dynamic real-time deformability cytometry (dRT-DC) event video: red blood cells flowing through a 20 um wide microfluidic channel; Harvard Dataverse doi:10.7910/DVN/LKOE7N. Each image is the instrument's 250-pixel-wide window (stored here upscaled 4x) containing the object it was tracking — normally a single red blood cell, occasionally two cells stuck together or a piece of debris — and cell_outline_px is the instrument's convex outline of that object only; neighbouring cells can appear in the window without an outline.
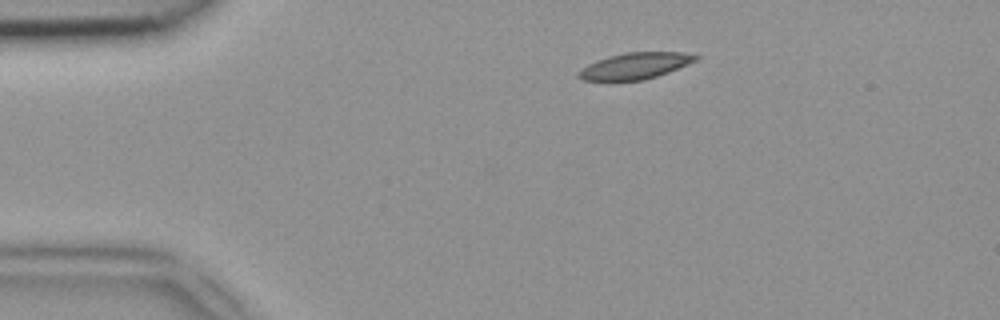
{"species": "common noctule bat (a hibernating species)", "species_latin": "Nyctalus noctula", "temperature_condition": "room temperature", "stored_images_in_passage": 11, "camera_frame_rate_fps": 3000, "um_per_image_px": 0.085, "animal": {"sex": "female", "body_mass_g": 18.4}, "frame": {"image": 1, "passage_image": 7, "time_ms": 2.0, "image_size_px": [1000, 320], "cell_outline_px": [[700, 56], [696, 60], [688, 64], [668, 72], [644, 80], [584, 80], [576, 76], [588, 64], [596, 60], [608, 56], [628, 52], [680, 52]], "centroid_in_image_um": [53.99, 5.59], "position_along_channel_um": 31.0, "area_um2": 17.63}}